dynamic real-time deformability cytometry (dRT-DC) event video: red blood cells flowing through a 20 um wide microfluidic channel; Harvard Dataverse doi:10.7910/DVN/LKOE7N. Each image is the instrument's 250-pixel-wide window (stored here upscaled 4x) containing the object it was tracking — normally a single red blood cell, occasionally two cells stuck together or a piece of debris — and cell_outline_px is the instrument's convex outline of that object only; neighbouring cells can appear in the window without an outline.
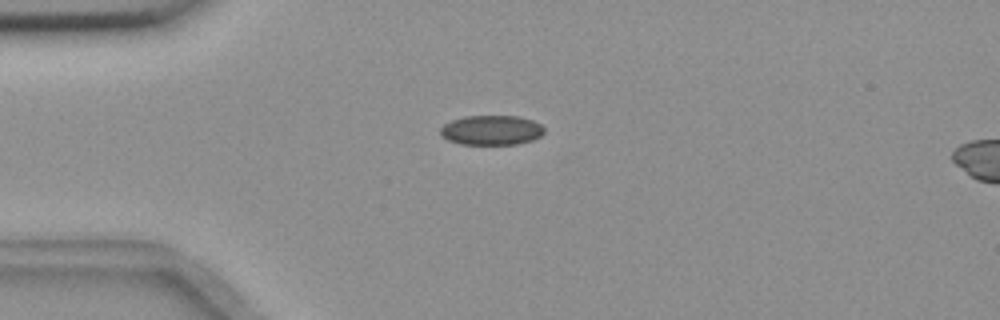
{"species": "common noctule bat (a hibernating species)", "species_latin": "Nyctalus noctula", "temperature_condition": "room temperature", "stored_images_in_passage": 9, "camera_frame_rate_fps": 3000, "um_per_image_px": 0.085, "animal": {"sex": "female", "body_mass_g": 18.4}, "frame": {"image": 1, "passage_image": 2, "time_ms": 0.333, "image_size_px": [1000, 320], "cell_outline_px": [[544, 132], [540, 136], [532, 140], [516, 144], [460, 144], [448, 140], [440, 136], [440, 128], [444, 124], [452, 120], [464, 116], [516, 116], [532, 120], [540, 124], [544, 128]], "centroid_in_image_um": [41.74, 11.06], "position_along_channel_um": 43.3, "area_um2": 17.98}}
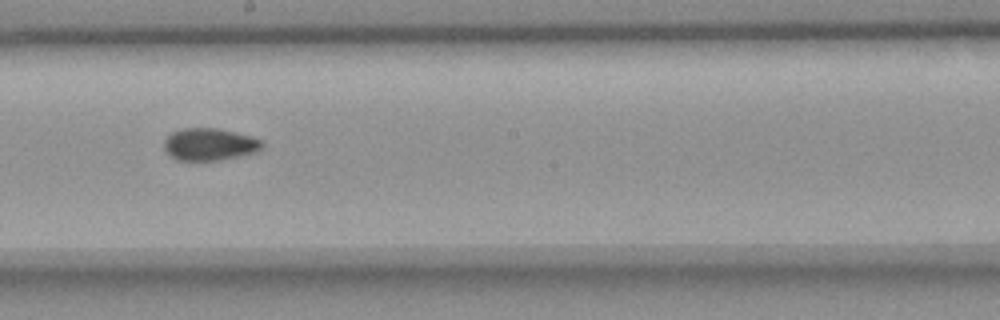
{"frame": {"image": 2, "passage_image": 7, "time_ms": 2.0, "image_size_px": [1000, 320], "cell_outline_px": [[264, 148], [256, 152], [240, 156], [220, 160], [176, 160], [164, 148], [164, 140], [172, 132], [184, 128], [216, 128], [236, 132], [252, 136], [264, 140]], "centroid_in_image_um": [17.87, 12.26], "position_along_channel_um": 230.3, "area_um2": 18.55}}
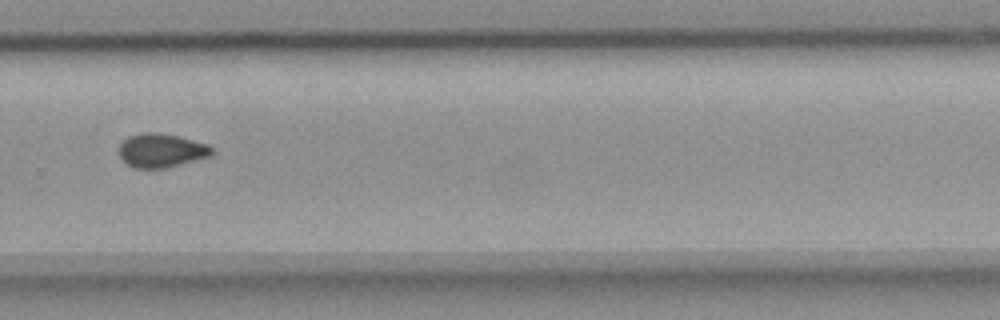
{"frame": {"image": 3, "passage_image": 9, "time_ms": 2.667, "image_size_px": [1000, 320], "cell_outline_px": [[212, 156], [164, 168], [136, 168], [128, 164], [120, 156], [120, 144], [128, 136], [140, 132], [160, 132], [208, 144], [212, 148]], "centroid_in_image_um": [13.71, 12.78], "position_along_channel_um": 316.1, "area_um2": 18.15}}